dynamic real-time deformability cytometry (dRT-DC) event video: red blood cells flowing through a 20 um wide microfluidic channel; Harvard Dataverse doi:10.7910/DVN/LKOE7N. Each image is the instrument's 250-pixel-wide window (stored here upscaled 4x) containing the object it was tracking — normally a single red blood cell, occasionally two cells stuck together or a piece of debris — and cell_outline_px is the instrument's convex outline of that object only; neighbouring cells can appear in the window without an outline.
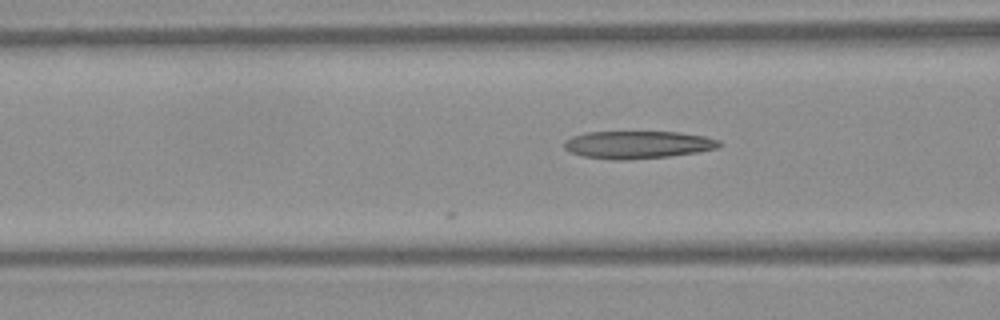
{"species": "Egyptian fruit bat (a non-hibernating species)", "species_latin": "Rousettus aegyptiacus", "temperature_condition": "warm", "stored_images_in_passage": 14, "camera_frame_rate_fps": 3000, "um_per_image_px": 0.085, "frame": {"image": 1, "passage_image": 14, "time_ms": 4.333, "image_size_px": [1000, 320], "cell_outline_px": [[724, 144], [716, 148], [696, 152], [668, 156], [628, 160], [612, 160], [584, 156], [572, 152], [564, 148], [564, 140], [572, 136], [588, 132], [680, 132], [704, 136], [720, 140]], "centroid_in_image_um": [54.22, 12.29], "position_along_channel_um": 112.4, "area_um2": 24.91}}